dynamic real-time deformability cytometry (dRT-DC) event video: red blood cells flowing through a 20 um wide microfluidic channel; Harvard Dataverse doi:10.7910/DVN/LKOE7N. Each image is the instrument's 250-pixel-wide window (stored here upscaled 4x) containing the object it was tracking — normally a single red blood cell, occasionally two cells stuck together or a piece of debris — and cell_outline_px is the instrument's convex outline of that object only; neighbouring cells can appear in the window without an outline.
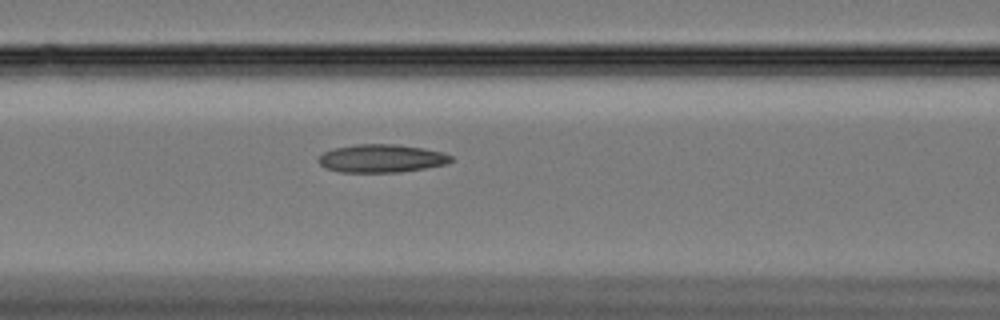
{"species": "Egyptian fruit bat (a non-hibernating species)", "species_latin": "Rousettus aegyptiacus", "temperature_condition": "cold", "stored_images_in_passage": 44, "camera_frame_rate_fps": 3000, "um_per_image_px": 0.085, "animal": {"sex": "female"}, "frame": {"image": 1, "passage_image": 9, "time_ms": 2.667, "image_size_px": [1000, 320], "cell_outline_px": [[452, 160], [448, 164], [400, 172], [340, 172], [324, 168], [316, 160], [316, 156], [332, 148], [356, 144], [396, 144], [424, 148], [444, 152], [452, 156]], "centroid_in_image_um": [32.39, 13.46], "position_along_channel_um": 134.2, "area_um2": 22.02}}
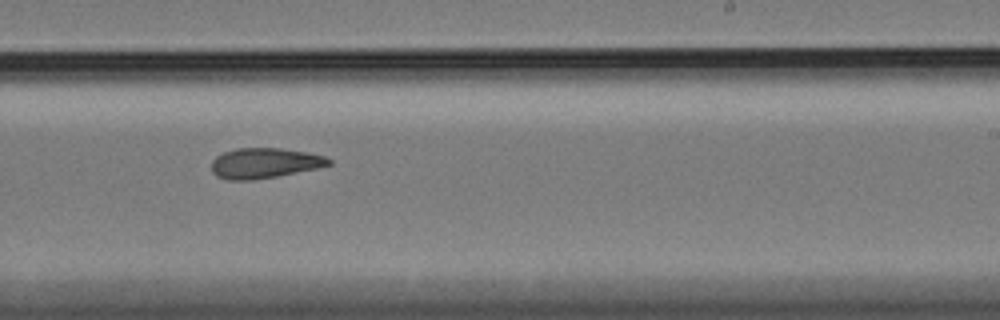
{"frame": {"image": 2, "passage_image": 21, "time_ms": 6.667, "image_size_px": [1000, 320], "cell_outline_px": [[332, 164], [320, 168], [276, 176], [252, 180], [228, 180], [216, 176], [212, 172], [212, 160], [216, 156], [224, 152], [236, 148], [280, 148], [308, 152], [324, 156], [332, 160]], "centroid_in_image_um": [22.5, 13.86], "position_along_channel_um": 266.5, "area_um2": 20.81}}
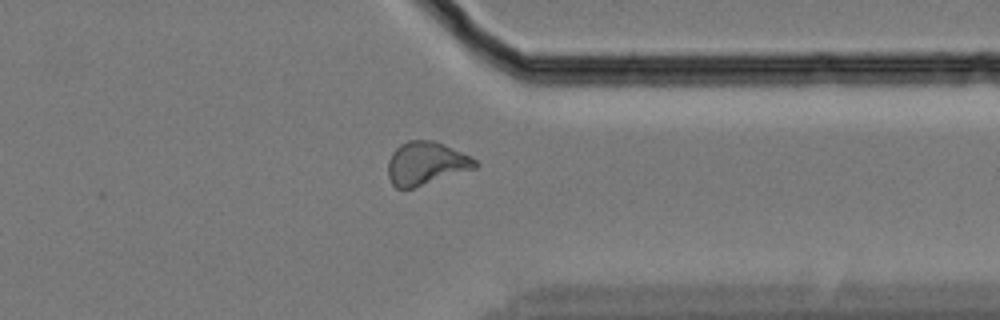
{"frame": {"image": 3, "passage_image": 31, "time_ms": 10.0, "image_size_px": [1000, 320], "cell_outline_px": [[480, 164], [476, 168], [412, 188], [396, 188], [392, 184], [388, 176], [388, 160], [392, 152], [400, 144], [408, 140], [436, 140], [472, 156]], "centroid_in_image_um": [36.23, 13.86], "position_along_channel_um": 375.2, "area_um2": 22.08}}